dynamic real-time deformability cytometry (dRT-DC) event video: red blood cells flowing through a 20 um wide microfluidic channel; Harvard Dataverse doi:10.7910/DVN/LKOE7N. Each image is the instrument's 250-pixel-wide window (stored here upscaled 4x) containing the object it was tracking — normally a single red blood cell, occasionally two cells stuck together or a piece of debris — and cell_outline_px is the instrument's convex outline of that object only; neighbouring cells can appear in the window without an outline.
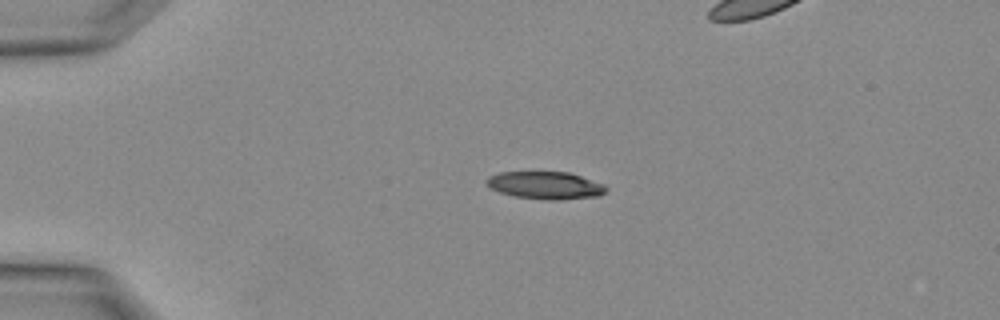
{"species": "Egyptian fruit bat (a non-hibernating species)", "species_latin": "Rousettus aegyptiacus", "temperature_condition": "warm", "stored_images_in_passage": 2, "camera_frame_rate_fps": 3000, "um_per_image_px": 0.085, "animal": {"sex": "female"}, "frame": {"image": 1, "passage_image": 1, "time_ms": 0.0, "image_size_px": [1000, 320], "cell_outline_px": [[608, 188], [600, 196], [560, 200], [548, 200], [516, 196], [500, 192], [492, 188], [484, 180], [488, 176], [500, 172], [568, 172], [604, 184]], "centroid_in_image_um": [46.37, 15.75], "position_along_channel_um": 38.6, "area_um2": 19.07}}